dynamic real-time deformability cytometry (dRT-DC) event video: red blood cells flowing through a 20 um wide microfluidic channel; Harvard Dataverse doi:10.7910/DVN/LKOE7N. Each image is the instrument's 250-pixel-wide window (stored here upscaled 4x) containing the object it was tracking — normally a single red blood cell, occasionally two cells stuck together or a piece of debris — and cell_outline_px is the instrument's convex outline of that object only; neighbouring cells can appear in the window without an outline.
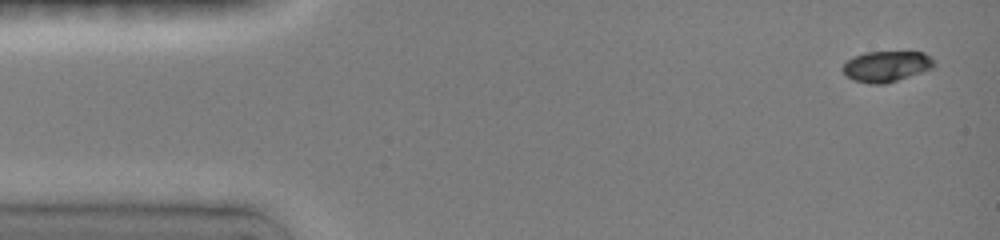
{"species": "common noctule bat (a hibernating species)", "species_latin": "Nyctalus noctula", "temperature_condition": "room temperature", "stored_images_in_passage": 8, "camera_frame_rate_fps": 3000, "um_per_image_px": 0.085, "animal": {"sex": "female", "body_mass_g": 19.0, "forearm_length_mm": 51.5}, "frame": {"image": 1, "passage_image": 1, "time_ms": 0.0, "image_size_px": [1000, 240], "cell_outline_px": [[936, 64], [932, 68], [884, 84], [868, 84], [856, 80], [848, 76], [840, 68], [852, 56], [864, 52], [924, 52]], "centroid_in_image_um": [75.3, 5.63], "position_along_channel_um": 9.7, "area_um2": 16.13}}
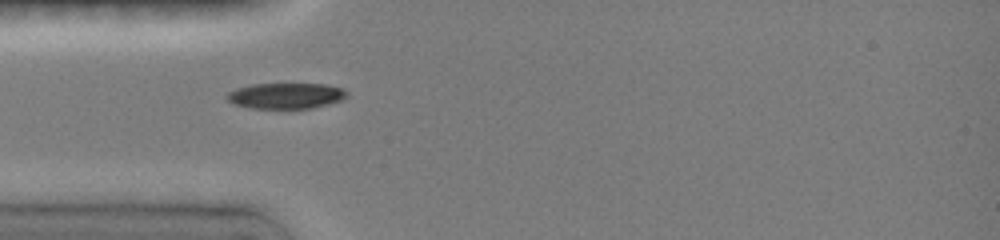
{"frame": {"image": 2, "passage_image": 5, "time_ms": 4.0, "image_size_px": [1000, 240], "cell_outline_px": [[348, 92], [340, 100], [312, 108], [248, 108], [236, 104], [228, 100], [228, 92], [236, 88], [252, 84], [324, 84], [340, 88]], "centroid_in_image_um": [24.26, 8.13], "position_along_channel_um": 60.7, "area_um2": 17.63}}